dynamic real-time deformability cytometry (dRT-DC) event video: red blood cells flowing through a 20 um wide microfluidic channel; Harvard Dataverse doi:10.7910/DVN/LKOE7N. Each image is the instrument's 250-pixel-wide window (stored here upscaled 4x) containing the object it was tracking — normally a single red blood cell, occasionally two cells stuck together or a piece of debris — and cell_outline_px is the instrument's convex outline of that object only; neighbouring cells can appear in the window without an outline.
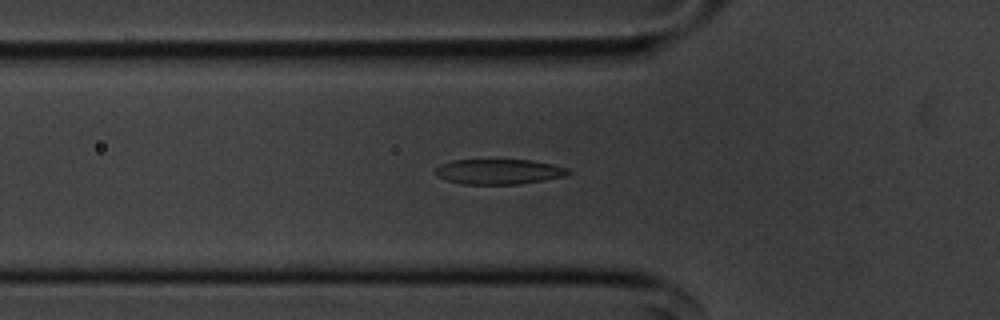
{"species": "common noctule bat (a hibernating species)", "species_latin": "Nyctalus noctula", "temperature_condition": "cold", "stored_images_in_passage": 34, "camera_frame_rate_fps": 3000, "um_per_image_px": 0.085, "animal": {"sex": "male", "body_mass_g": 20.1, "forearm_length_mm": 53.5}, "frame": {"image": 1, "passage_image": 4, "time_ms": 1.0, "image_size_px": [1000, 320], "cell_outline_px": [[572, 172], [564, 176], [544, 180], [520, 184], [460, 184], [436, 176], [432, 172], [440, 164], [452, 160], [532, 160], [552, 164], [568, 168]], "centroid_in_image_um": [42.37, 14.59], "position_along_channel_um": 83.4, "area_um2": 19.59}}
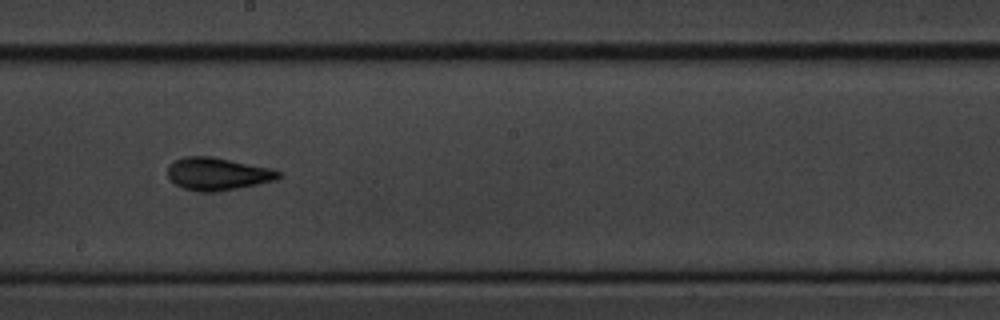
{"frame": {"image": 2, "passage_image": 16, "time_ms": 5.0, "image_size_px": [1000, 320], "cell_outline_px": [[280, 176], [276, 180], [236, 188], [212, 192], [204, 192], [184, 188], [176, 184], [168, 176], [168, 164], [172, 160], [184, 156], [208, 156], [272, 168], [280, 172]], "centroid_in_image_um": [18.46, 14.76], "position_along_channel_um": 229.7, "area_um2": 20.81}}
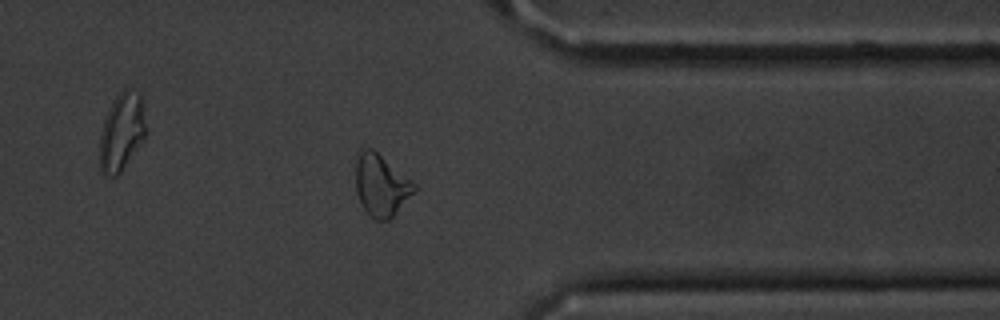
{"frame": {"image": 3, "passage_image": 29, "time_ms": 9.333, "image_size_px": [1000, 320], "cell_outline_px": [[420, 188], [388, 220], [376, 220], [360, 204], [356, 192], [356, 156], [364, 148], [372, 148], [412, 180]], "centroid_in_image_um": [32.42, 15.74], "position_along_channel_um": 379.0, "area_um2": 21.1}, "authors_computed_cell_mechanics": {"area_um2": 20.2589, "velocity_mm_per_s": 3.6303, "shape_relaxation_time_tau1_ms": 3.8839, "shape_relaxation_time_tau2_ms": 2.8931, "deformation_change_tau1": 0.1599, "deformation_change_tau2": 0.1201}}